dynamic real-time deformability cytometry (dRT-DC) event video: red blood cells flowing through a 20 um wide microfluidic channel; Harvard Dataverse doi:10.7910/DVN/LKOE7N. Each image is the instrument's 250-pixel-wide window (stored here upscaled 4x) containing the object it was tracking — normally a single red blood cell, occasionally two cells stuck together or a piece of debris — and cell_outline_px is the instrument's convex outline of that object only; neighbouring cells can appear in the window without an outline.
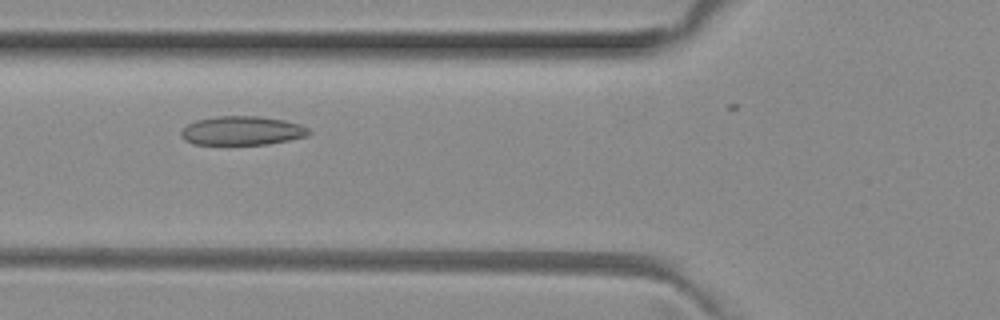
{"species": "common noctule bat (a hibernating species)", "species_latin": "Nyctalus noctula", "temperature_condition": "room temperature", "stored_images_in_passage": 7, "camera_frame_rate_fps": 3000, "um_per_image_px": 0.085, "animal": {"sex": "female", "body_mass_g": 29.2, "forearm_length_mm": 56.3}, "frame": {"image": 1, "passage_image": 5, "time_ms": 1.333, "image_size_px": [1000, 320], "cell_outline_px": [[312, 132], [308, 136], [268, 144], [192, 144], [184, 140], [180, 136], [180, 132], [188, 124], [196, 120], [216, 116], [260, 116], [284, 120], [300, 124], [308, 128]], "centroid_in_image_um": [20.58, 11.1], "position_along_channel_um": 105.2, "area_um2": 21.62}}
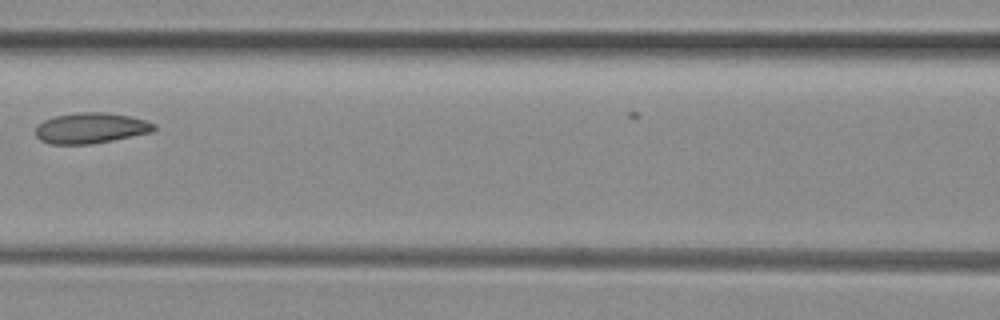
{"frame": {"image": 2, "passage_image": 6, "time_ms": 1.667, "image_size_px": [1000, 320], "cell_outline_px": [[156, 128], [152, 132], [92, 144], [48, 144], [40, 140], [36, 136], [36, 124], [44, 120], [56, 116], [76, 112], [104, 112], [128, 116], [144, 120], [156, 124]], "centroid_in_image_um": [7.68, 10.89], "position_along_channel_um": 158.9, "area_um2": 21.15}}
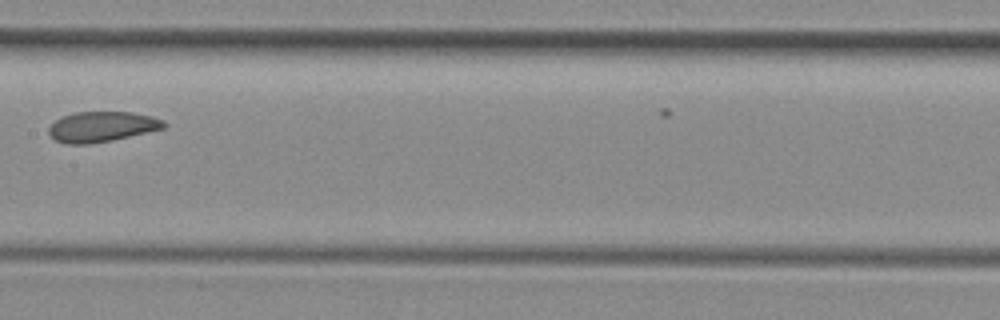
{"frame": {"image": 3, "passage_image": 7, "time_ms": 2.0, "image_size_px": [1000, 320], "cell_outline_px": [[168, 124], [164, 128], [148, 132], [112, 140], [88, 144], [68, 144], [56, 140], [48, 136], [48, 128], [60, 116], [76, 112], [132, 112], [152, 116], [164, 120]], "centroid_in_image_um": [8.65, 10.76], "position_along_channel_um": 198.7, "area_um2": 20.46}}